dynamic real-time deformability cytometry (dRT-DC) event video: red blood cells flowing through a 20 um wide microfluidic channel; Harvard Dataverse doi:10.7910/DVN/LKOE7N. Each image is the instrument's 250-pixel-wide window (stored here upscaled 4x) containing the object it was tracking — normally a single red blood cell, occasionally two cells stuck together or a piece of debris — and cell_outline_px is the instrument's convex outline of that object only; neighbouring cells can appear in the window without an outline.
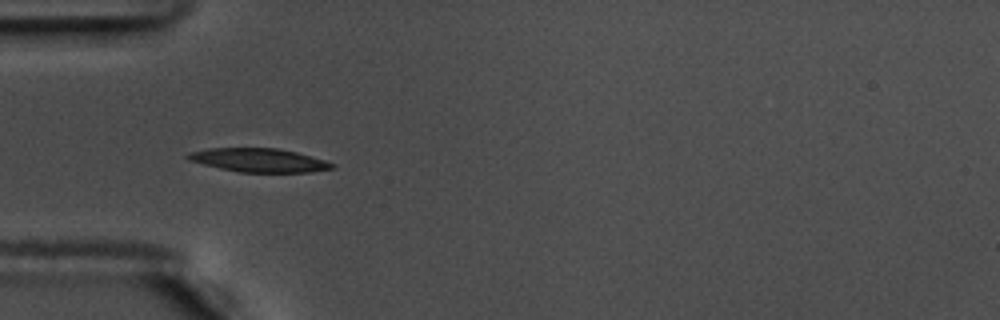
{"species": "common noctule bat (a hibernating species)", "species_latin": "Nyctalus noctula", "temperature_condition": "warm", "stored_images_in_passage": 40, "camera_frame_rate_fps": 3000, "um_per_image_px": 0.085, "animal": {"sex": "male", "body_mass_g": 17.5, "forearm_length_mm": 52.3}, "frame": {"image": 1, "passage_image": 1, "time_ms": 0.0, "image_size_px": [1000, 320], "cell_outline_px": [[336, 168], [312, 172], [240, 172], [220, 168], [188, 160], [184, 156], [192, 152], [208, 148], [276, 148], [296, 152], [324, 160], [336, 164]], "centroid_in_image_um": [22.04, 13.62], "position_along_channel_um": 63.0, "area_um2": 19.77}}
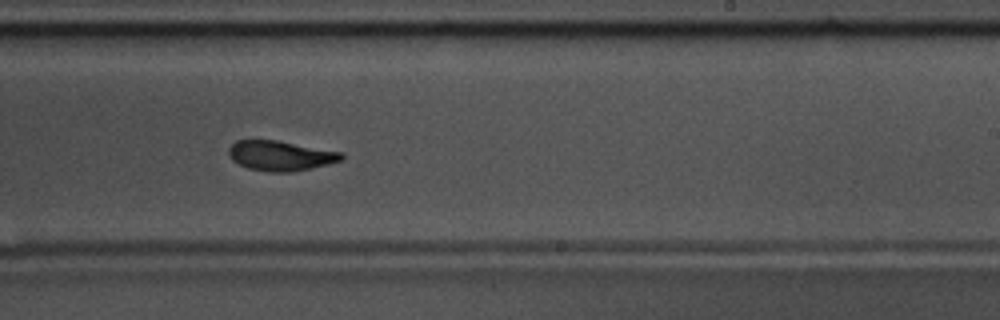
{"frame": {"image": 2, "passage_image": 18, "time_ms": 5.667, "image_size_px": [1000, 320], "cell_outline_px": [[344, 160], [312, 168], [292, 172], [268, 172], [248, 168], [232, 160], [228, 152], [228, 148], [236, 140], [276, 140], [344, 152]], "centroid_in_image_um": [23.88, 13.23], "position_along_channel_um": 265.1, "area_um2": 19.83}, "authors_computed_cell_mechanics": {"area_um2": 20.1433, "velocity_mm_per_s": 3.609, "shape_relaxation_time_tau1_ms": 2.784, "shape_relaxation_time_tau2_ms": 3.1862, "deformation_change_tau1": 0.1412, "deformation_change_tau2": 0.1008}}